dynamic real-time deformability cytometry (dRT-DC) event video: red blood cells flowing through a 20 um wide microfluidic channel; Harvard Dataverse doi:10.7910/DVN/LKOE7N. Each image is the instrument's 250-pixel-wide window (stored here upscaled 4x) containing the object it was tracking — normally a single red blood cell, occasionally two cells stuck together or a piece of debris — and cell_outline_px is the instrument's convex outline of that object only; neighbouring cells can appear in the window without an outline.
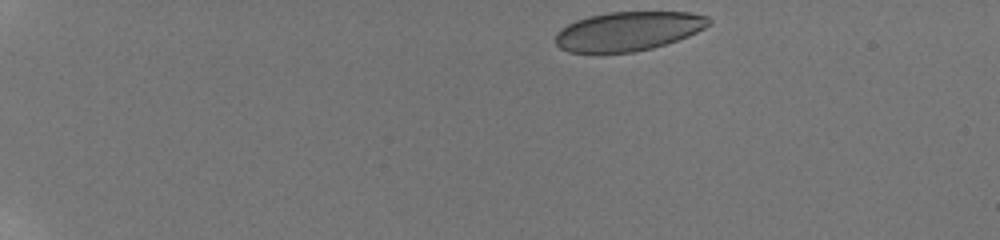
{"species": "human", "species_latin": "Homo sapiens", "temperature_condition": "room temperature", "stored_images_in_passage": 77, "camera_frame_rate_fps": 3000, "um_per_image_px": 0.085, "donor": {"sex": "male"}, "frame": {"image": 1, "passage_image": 1, "time_ms": 0.0, "image_size_px": [1000, 240], "cell_outline_px": [[712, 24], [688, 36], [652, 48], [636, 52], [568, 52], [560, 48], [556, 44], [556, 32], [560, 28], [576, 20], [588, 16], [608, 12], [692, 12], [708, 16], [712, 20]], "centroid_in_image_um": [53.41, 2.64], "position_along_channel_um": 31.6, "area_um2": 35.03}}
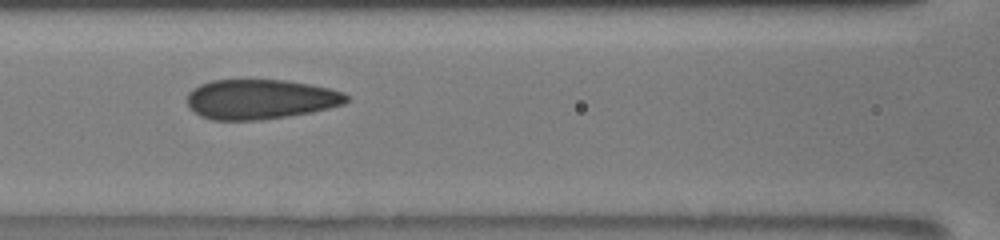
{"frame": {"image": 2, "passage_image": 38, "time_ms": 6.0, "image_size_px": [1000, 240], "cell_outline_px": [[348, 100], [344, 104], [312, 112], [288, 116], [260, 120], [212, 120], [200, 116], [188, 108], [188, 92], [192, 88], [200, 84], [212, 80], [284, 80], [308, 84], [328, 88], [344, 92], [348, 96]], "centroid_in_image_um": [22.1, 8.44], "position_along_channel_um": 144.5, "area_um2": 37.05}}
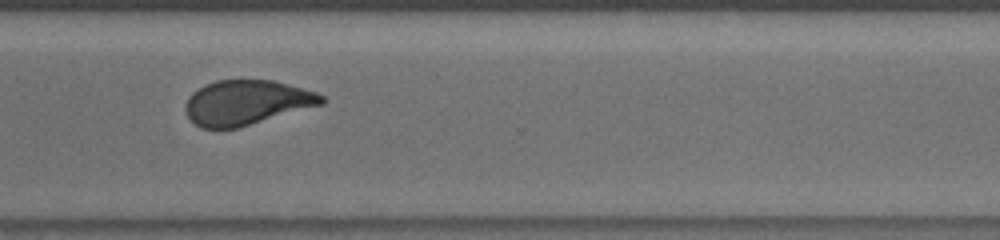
{"frame": {"image": 3, "passage_image": 64, "time_ms": 11.333, "image_size_px": [1000, 240], "cell_outline_px": [[328, 100], [324, 104], [236, 128], [200, 128], [188, 116], [184, 108], [184, 104], [188, 96], [192, 92], [204, 84], [216, 80], [272, 80], [288, 84], [316, 92], [324, 96]], "centroid_in_image_um": [20.95, 8.7], "position_along_channel_um": 349.6, "area_um2": 35.55}, "authors_computed_cell_mechanics": {"area_um2": 37.1654, "velocity_mm_per_s": 3.8495, "shape_relaxation_time_tau1_ms": 7.6082, "shape_relaxation_time_tau2_ms": 0.9097, "deformation_change_tau1": 0.152, "deformation_change_tau2": 0.0597}}